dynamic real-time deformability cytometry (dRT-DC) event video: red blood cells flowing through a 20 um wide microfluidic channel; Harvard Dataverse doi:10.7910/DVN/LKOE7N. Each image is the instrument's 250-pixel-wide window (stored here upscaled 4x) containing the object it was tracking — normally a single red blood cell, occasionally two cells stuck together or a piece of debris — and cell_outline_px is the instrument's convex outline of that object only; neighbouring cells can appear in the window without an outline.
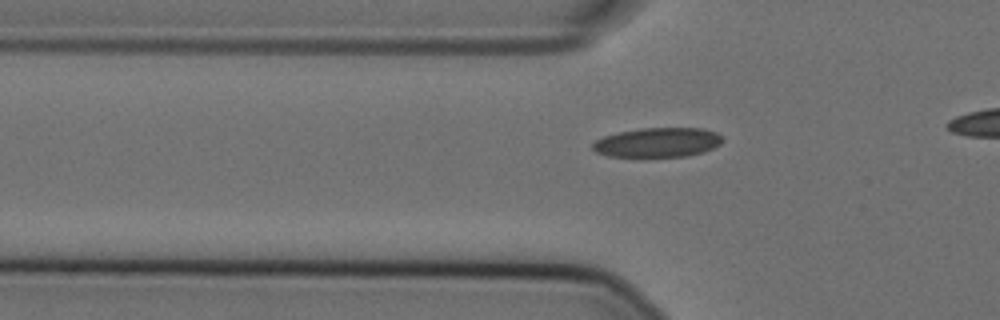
{"species": "Egyptian fruit bat (a non-hibernating species)", "species_latin": "Rousettus aegyptiacus", "temperature_condition": "cold", "stored_images_in_passage": 27, "camera_frame_rate_fps": 3000, "um_per_image_px": 0.085, "animal": {"sex": "female"}, "frame": {"image": 1, "passage_image": 3, "time_ms": 0.667, "image_size_px": [1000, 320], "cell_outline_px": [[724, 140], [720, 144], [704, 152], [688, 156], [608, 156], [596, 152], [592, 148], [592, 144], [596, 140], [604, 136], [616, 132], [640, 128], [704, 128], [716, 132]], "centroid_in_image_um": [55.9, 12.09], "position_along_channel_um": 69.9, "area_um2": 22.31}}
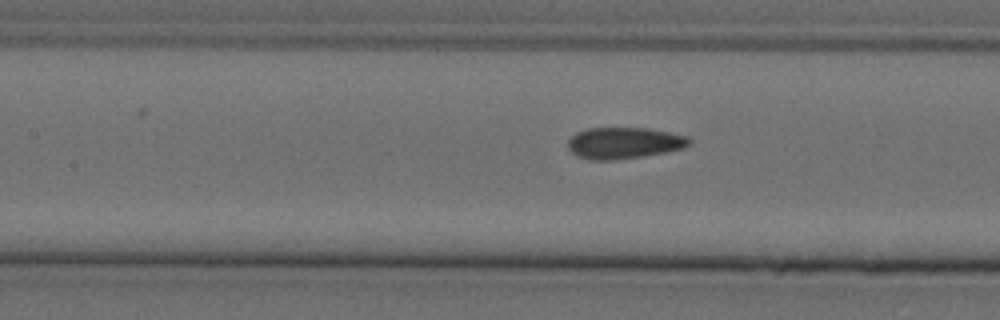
{"frame": {"image": 2, "passage_image": 10, "time_ms": 3.0, "image_size_px": [1000, 320], "cell_outline_px": [[692, 144], [684, 148], [644, 156], [612, 160], [588, 160], [576, 156], [568, 148], [568, 140], [576, 132], [588, 128], [648, 128], [688, 136], [692, 140]], "centroid_in_image_um": [53.05, 12.15], "position_along_channel_um": 154.4, "area_um2": 22.37}}
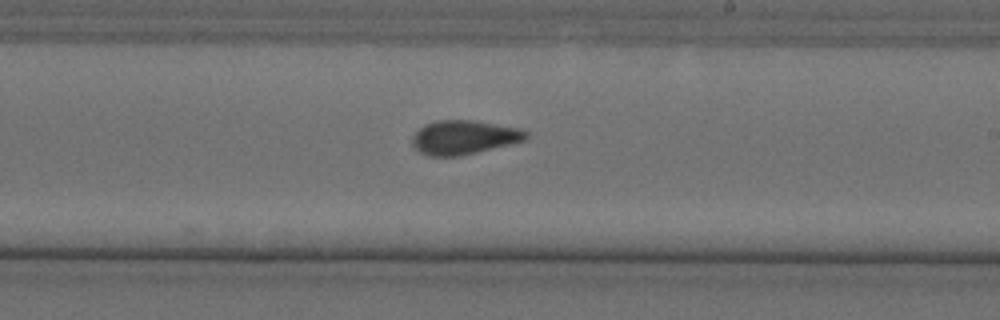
{"frame": {"image": 3, "passage_image": 18, "time_ms": 5.667, "image_size_px": [1000, 320], "cell_outline_px": [[528, 136], [524, 140], [460, 156], [428, 156], [420, 152], [412, 144], [412, 136], [424, 124], [436, 120], [476, 120], [520, 128], [528, 132]], "centroid_in_image_um": [39.41, 11.66], "position_along_channel_um": 249.6, "area_um2": 22.48}}